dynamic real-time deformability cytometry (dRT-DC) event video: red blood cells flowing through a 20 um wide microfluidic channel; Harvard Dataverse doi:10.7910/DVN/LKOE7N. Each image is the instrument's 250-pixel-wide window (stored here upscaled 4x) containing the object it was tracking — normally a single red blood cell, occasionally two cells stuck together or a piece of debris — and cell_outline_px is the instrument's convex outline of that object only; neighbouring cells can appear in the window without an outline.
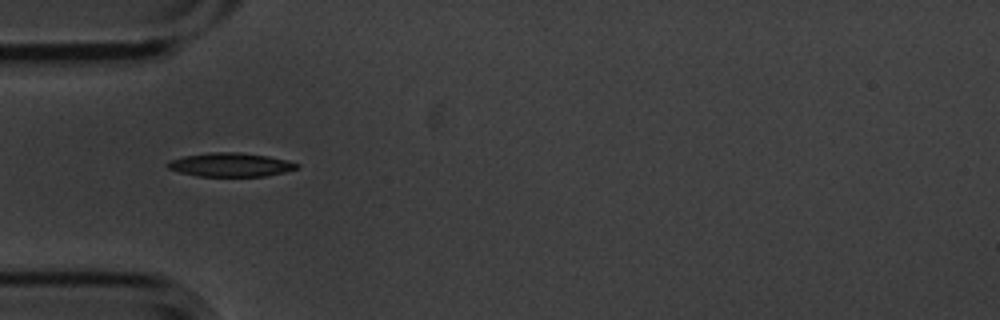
{"species": "common noctule bat (a hibernating species)", "species_latin": "Nyctalus noctula", "temperature_condition": "cold", "stored_images_in_passage": 7, "camera_frame_rate_fps": 3000, "um_per_image_px": 0.085, "animal": {"sex": "male", "body_mass_g": 20.1, "forearm_length_mm": 53.5}, "frame": {"image": 1, "passage_image": 4, "time_ms": 1.0, "image_size_px": [1000, 320], "cell_outline_px": [[300, 168], [284, 172], [264, 176], [196, 176], [180, 172], [168, 168], [164, 164], [168, 160], [184, 156], [208, 152], [240, 152], [268, 156], [288, 160], [300, 164]], "centroid_in_image_um": [19.59, 13.99], "position_along_channel_um": 65.4, "area_um2": 18.09}}
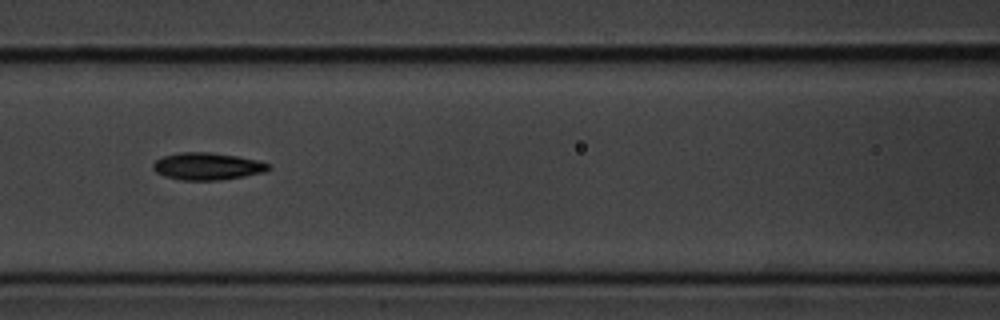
{"frame": {"image": 2, "passage_image": 6, "time_ms": 1.667, "image_size_px": [1000, 320], "cell_outline_px": [[272, 168], [264, 172], [244, 176], [220, 180], [180, 180], [164, 176], [156, 172], [152, 168], [152, 164], [156, 160], [164, 156], [180, 152], [212, 152], [236, 156], [256, 160], [272, 164]], "centroid_in_image_um": [17.63, 14.13], "position_along_channel_um": 149.0, "area_um2": 18.38}}
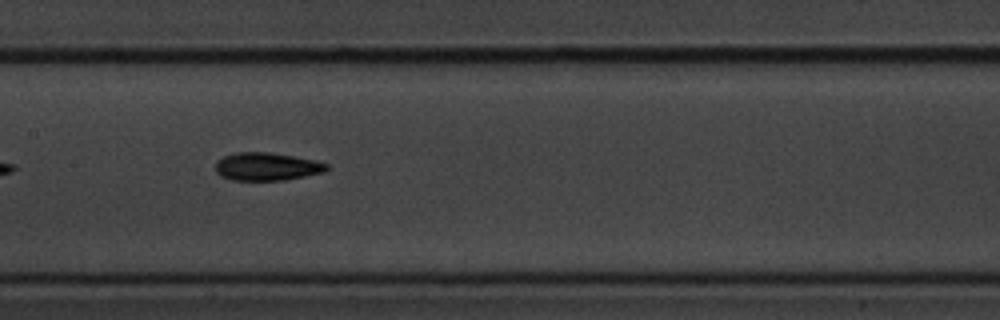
{"frame": {"image": 3, "passage_image": 7, "time_ms": 2.0, "image_size_px": [1000, 320], "cell_outline_px": [[328, 168], [324, 172], [284, 180], [232, 180], [220, 176], [216, 172], [216, 160], [224, 156], [236, 152], [268, 152], [316, 160], [328, 164]], "centroid_in_image_um": [22.65, 14.16], "position_along_channel_um": 184.7, "area_um2": 18.09}}